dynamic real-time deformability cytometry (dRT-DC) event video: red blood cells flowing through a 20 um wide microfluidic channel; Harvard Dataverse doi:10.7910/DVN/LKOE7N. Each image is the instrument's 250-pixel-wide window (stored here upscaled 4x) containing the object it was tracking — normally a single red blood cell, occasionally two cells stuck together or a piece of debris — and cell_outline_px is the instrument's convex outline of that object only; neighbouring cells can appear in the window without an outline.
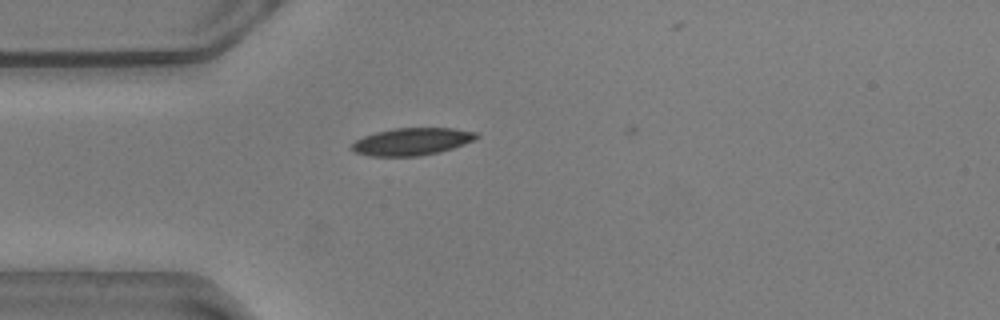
{"species": "common noctule bat (a hibernating species)", "species_latin": "Nyctalus noctula", "temperature_condition": "warm", "stored_images_in_passage": 33, "camera_frame_rate_fps": 3000, "um_per_image_px": 0.085, "animal": {"sex": "male", "body_mass_g": 20.5, "forearm_length_mm": 52.5}, "frame": {"image": 1, "passage_image": 1, "time_ms": 0.0, "image_size_px": [1000, 320], "cell_outline_px": [[480, 136], [464, 144], [440, 152], [420, 156], [368, 156], [352, 152], [348, 148], [356, 140], [364, 136], [376, 132], [396, 128], [452, 128], [476, 132]], "centroid_in_image_um": [34.96, 12.04], "position_along_channel_um": 50.0, "area_um2": 19.94}, "authors_computed_cell_mechanics": {"area_um2": 19.652, "velocity_mm_per_s": 3.5767, "shape_relaxation_time_tau1_ms": 2.2641, "shape_relaxation_time_tau2_ms": 3.5116, "deformation_change_tau1": 0.1254, "deformation_change_tau2": 0.0908}}